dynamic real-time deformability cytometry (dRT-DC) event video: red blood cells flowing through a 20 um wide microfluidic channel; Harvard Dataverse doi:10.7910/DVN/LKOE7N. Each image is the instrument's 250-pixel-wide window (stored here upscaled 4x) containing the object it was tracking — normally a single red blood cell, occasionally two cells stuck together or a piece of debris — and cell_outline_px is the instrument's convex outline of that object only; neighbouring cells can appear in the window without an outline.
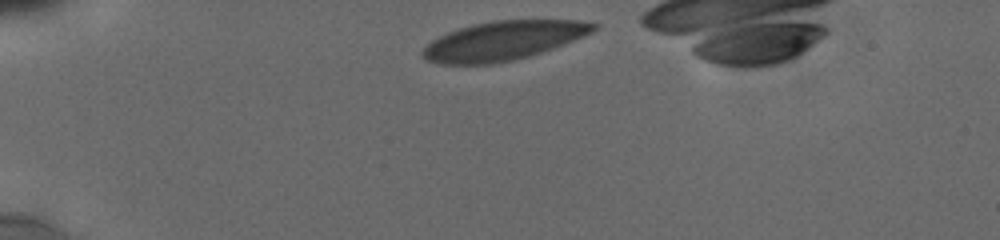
{"species": "human", "species_latin": "Homo sapiens", "temperature_condition": "cold", "stored_images_in_passage": 4, "camera_frame_rate_fps": 3000, "um_per_image_px": 0.085, "donor": {"sex": "male"}, "frame": {"image": 1, "passage_image": 1, "time_ms": 0.0, "image_size_px": [1000, 240], "cell_outline_px": [[600, 24], [592, 32], [552, 48], [528, 56], [512, 60], [492, 64], [440, 64], [428, 60], [420, 56], [420, 52], [432, 40], [448, 32], [472, 24], [492, 20], [580, 20]], "centroid_in_image_um": [42.75, 3.45], "position_along_channel_um": 42.3, "area_um2": 38.55}}